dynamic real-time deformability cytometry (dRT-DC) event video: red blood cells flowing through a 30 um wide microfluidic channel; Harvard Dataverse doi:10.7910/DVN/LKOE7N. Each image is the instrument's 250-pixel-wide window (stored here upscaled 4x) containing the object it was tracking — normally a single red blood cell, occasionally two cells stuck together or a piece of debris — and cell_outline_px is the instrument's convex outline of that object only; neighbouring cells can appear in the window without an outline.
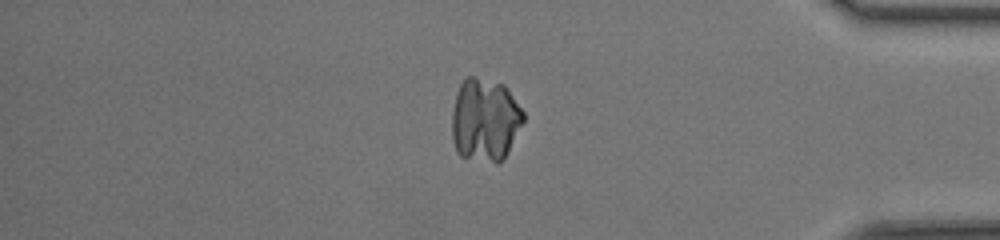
{"species": "common noctule bat (a hibernating species)", "species_latin": "Nyctalus noctula", "temperature_condition": "room temperature", "stored_images_in_passage": 35, "camera_frame_rate_fps": 3000, "um_per_image_px": 0.085, "animal": {"sex": "female", "body_mass_g": 17.0, "forearm_length_mm": 48.0}, "frame": {"image": 1, "passage_image": 28, "time_ms": 9.0, "image_size_px": [1000, 240], "cell_outline_px": [[524, 120], [504, 160], [492, 160], [460, 156], [456, 152], [452, 140], [452, 112], [456, 92], [460, 84], [468, 76], [472, 76], [504, 84], [508, 88], [524, 112]], "centroid_in_image_um": [41.22, 10.15], "position_along_channel_um": 394.0, "area_um2": 34.45}}